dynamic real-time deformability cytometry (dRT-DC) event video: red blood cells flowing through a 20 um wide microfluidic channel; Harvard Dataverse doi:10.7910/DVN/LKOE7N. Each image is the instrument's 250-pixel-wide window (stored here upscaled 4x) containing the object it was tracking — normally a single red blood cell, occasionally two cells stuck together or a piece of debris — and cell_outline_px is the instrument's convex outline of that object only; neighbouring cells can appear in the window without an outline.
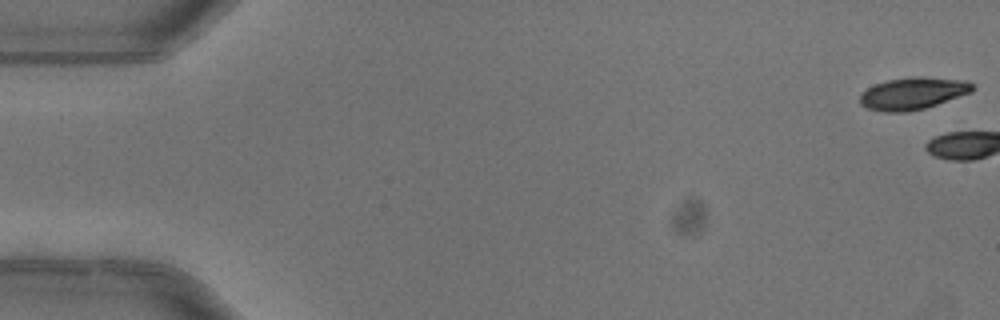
{"species": "common noctule bat (a hibernating species)", "species_latin": "Nyctalus noctula", "temperature_condition": "warm", "stored_images_in_passage": 6, "camera_frame_rate_fps": 3000, "um_per_image_px": 0.085, "animal": {"sex": "female"}, "frame": {"image": 1, "passage_image": 1, "time_ms": 0.0, "image_size_px": [1000, 320], "cell_outline_px": [[976, 88], [972, 92], [924, 108], [908, 112], [884, 112], [868, 108], [860, 104], [860, 96], [868, 88], [876, 84], [888, 80], [912, 76], [924, 76], [968, 80]], "centroid_in_image_um": [77.64, 7.92], "position_along_channel_um": 7.4, "area_um2": 21.1}}
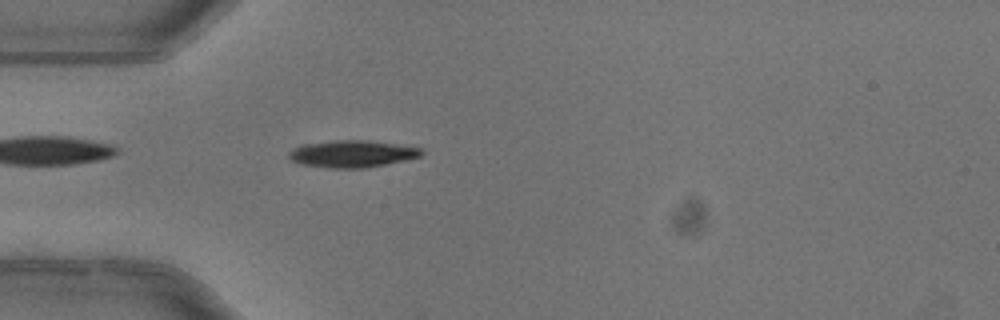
{"frame": {"image": 2, "passage_image": 6, "time_ms": 1.667, "image_size_px": [1000, 320], "cell_outline_px": [[424, 152], [420, 156], [404, 160], [364, 168], [328, 168], [300, 164], [288, 160], [288, 152], [300, 144], [336, 140], [368, 140], [396, 144], [420, 148]], "centroid_in_image_um": [29.85, 13.07], "position_along_channel_um": 55.2, "area_um2": 20.92}}